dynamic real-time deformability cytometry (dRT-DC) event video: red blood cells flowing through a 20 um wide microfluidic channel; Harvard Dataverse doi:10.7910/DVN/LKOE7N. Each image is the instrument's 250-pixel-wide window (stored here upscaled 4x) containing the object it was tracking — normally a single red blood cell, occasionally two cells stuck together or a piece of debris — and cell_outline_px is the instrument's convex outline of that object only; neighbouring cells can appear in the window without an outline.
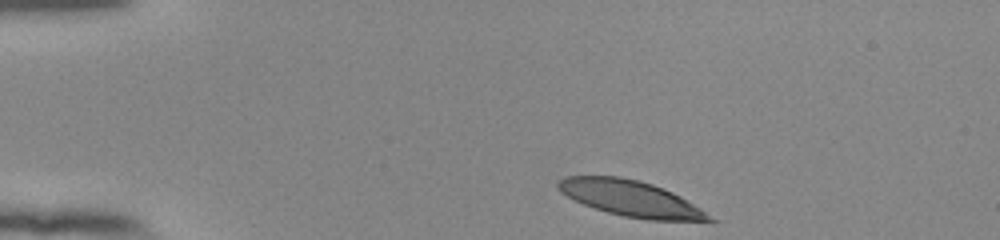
{"species": "human", "species_latin": "Homo sapiens", "temperature_condition": "room temperature", "stored_images_in_passage": 43, "camera_frame_rate_fps": 3000, "um_per_image_px": 0.085, "donor": {"sex": "female"}, "frame": {"image": 1, "passage_image": 1, "time_ms": 0.0, "image_size_px": [1000, 240], "cell_outline_px": [[720, 220], [648, 220], [624, 216], [608, 212], [584, 204], [560, 192], [556, 188], [556, 184], [564, 176], [620, 176], [652, 184], [672, 192], [680, 196]], "centroid_in_image_um": [53.6, 16.86], "position_along_channel_um": 31.4, "area_um2": 31.15}}
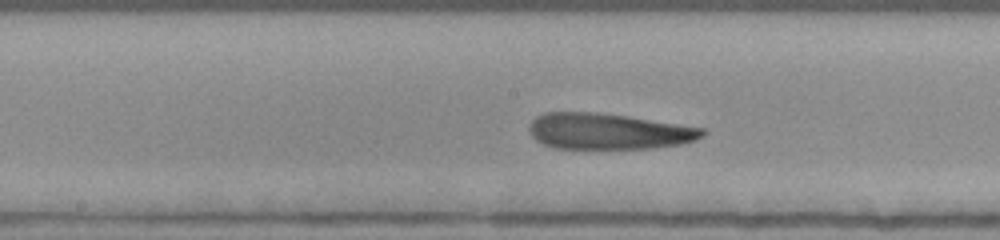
{"frame": {"image": 2, "passage_image": 19, "time_ms": 6.0, "image_size_px": [1000, 240], "cell_outline_px": [[708, 132], [704, 136], [696, 140], [680, 144], [652, 148], [552, 148], [536, 140], [532, 136], [528, 128], [528, 124], [536, 116], [544, 112], [596, 112], [628, 116], [704, 128]], "centroid_in_image_um": [51.7, 11.15], "position_along_channel_um": 196.5, "area_um2": 36.47}}
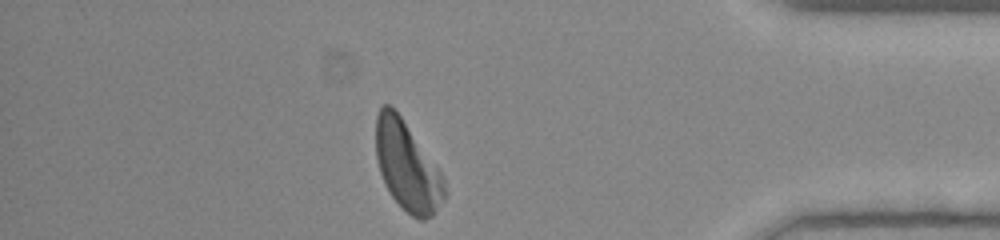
{"frame": {"image": 3, "passage_image": 37, "time_ms": 12.0, "image_size_px": [1000, 240], "cell_outline_px": [[448, 192], [444, 200], [432, 216], [424, 220], [420, 220], [412, 216], [392, 196], [384, 184], [380, 172], [376, 156], [376, 116], [380, 108], [384, 104], [388, 104], [400, 116], [444, 176]], "centroid_in_image_um": [34.64, 14.17], "position_along_channel_um": 400.6, "area_um2": 35.32}, "authors_computed_cell_mechanics": {"area_um2": 36.6452, "velocity_mm_per_s": 3.9249, "shape_relaxation_time_tau1_ms": null, "shape_relaxation_time_tau2_ms": 3.9485, "deformation_change_tau1": null, "deformation_change_tau2": 0.1601}}